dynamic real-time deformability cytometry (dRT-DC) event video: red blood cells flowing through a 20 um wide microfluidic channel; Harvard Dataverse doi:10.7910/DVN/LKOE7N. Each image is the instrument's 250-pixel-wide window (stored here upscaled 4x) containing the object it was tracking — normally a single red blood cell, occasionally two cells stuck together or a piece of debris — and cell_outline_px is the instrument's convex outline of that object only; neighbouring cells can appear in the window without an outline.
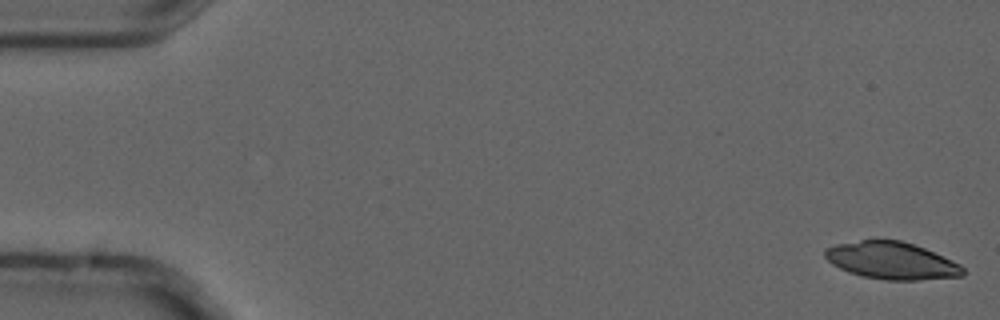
{"species": "common noctule bat (a hibernating species)", "species_latin": "Nyctalus noctula", "temperature_condition": "cold", "stored_images_in_passage": 5, "camera_frame_rate_fps": 3000, "um_per_image_px": 0.085, "animal": {"sex": "male", "forearm_length_mm": 52.5}, "frame": {"image": 1, "passage_image": 1, "time_ms": 0.0, "image_size_px": [1000, 320], "cell_outline_px": [[964, 276], [916, 280], [888, 280], [860, 276], [848, 272], [832, 264], [824, 256], [824, 248], [836, 244], [876, 236], [900, 240], [924, 248], [952, 260], [960, 264], [964, 268]], "centroid_in_image_um": [75.74, 22.11], "position_along_channel_um": 9.3, "area_um2": 30.58}}